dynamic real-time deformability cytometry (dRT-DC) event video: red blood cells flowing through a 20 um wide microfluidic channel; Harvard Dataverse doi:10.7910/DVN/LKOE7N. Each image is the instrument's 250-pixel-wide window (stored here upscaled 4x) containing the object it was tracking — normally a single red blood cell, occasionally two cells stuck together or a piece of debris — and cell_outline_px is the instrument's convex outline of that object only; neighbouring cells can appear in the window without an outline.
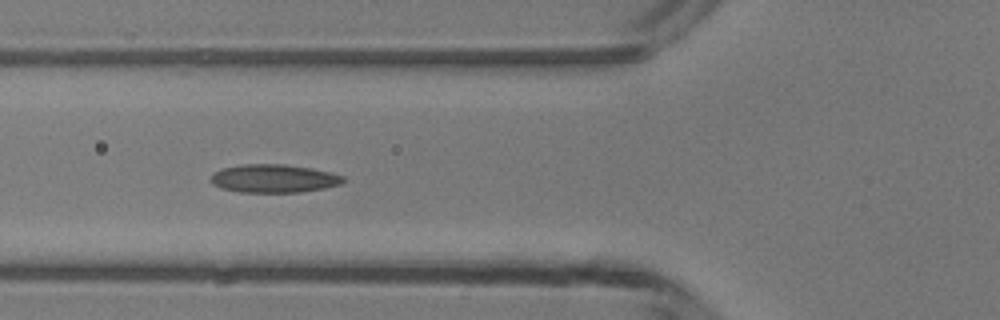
{"species": "common noctule bat (a hibernating species)", "species_latin": "Nyctalus noctula", "temperature_condition": "room temperature", "stored_images_in_passage": 9, "camera_frame_rate_fps": 3000, "um_per_image_px": 0.085, "animal": {"sex": "male", "body_mass_g": 13.3}, "frame": {"image": 1, "passage_image": 8, "time_ms": 8.0, "image_size_px": [1000, 320], "cell_outline_px": [[348, 180], [340, 184], [324, 188], [300, 192], [240, 192], [220, 188], [212, 184], [212, 176], [220, 168], [244, 164], [284, 164], [312, 168], [332, 172], [344, 176]], "centroid_in_image_um": [23.32, 15.17], "position_along_channel_um": 102.5, "area_um2": 21.91}}
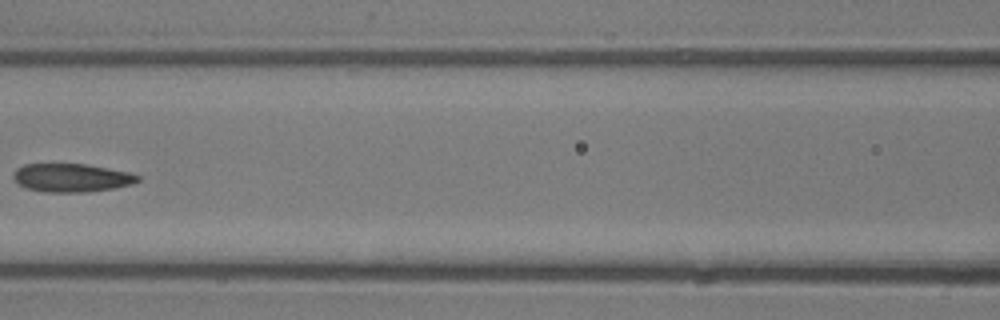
{"frame": {"image": 2, "passage_image": 9, "time_ms": 9.333, "image_size_px": [1000, 320], "cell_outline_px": [[140, 180], [132, 184], [112, 188], [84, 192], [44, 192], [28, 188], [20, 184], [12, 176], [16, 168], [24, 164], [84, 164], [108, 168], [128, 172], [140, 176]], "centroid_in_image_um": [6.08, 15.1], "position_along_channel_um": 160.5, "area_um2": 20.35}}